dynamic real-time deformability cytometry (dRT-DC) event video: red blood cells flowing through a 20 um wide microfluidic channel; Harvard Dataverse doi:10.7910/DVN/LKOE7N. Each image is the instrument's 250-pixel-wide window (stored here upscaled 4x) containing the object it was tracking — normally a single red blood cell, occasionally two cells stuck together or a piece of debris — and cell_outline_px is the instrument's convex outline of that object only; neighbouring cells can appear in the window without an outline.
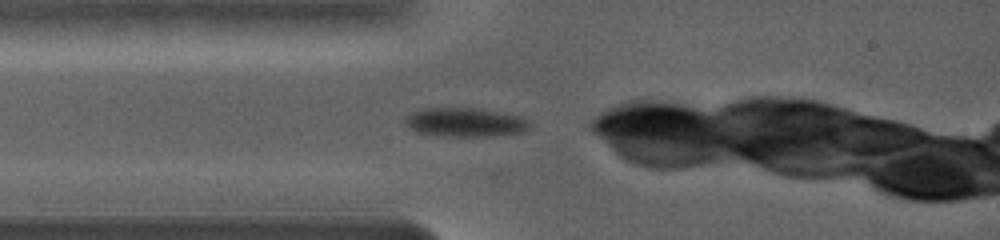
{"species": "common noctule bat (a hibernating species)", "species_latin": "Nyctalus noctula", "temperature_condition": "warm", "stored_images_in_passage": 28, "camera_frame_rate_fps": 5000, "um_per_image_px": 0.085, "animal": {"sex": "female", "body_mass_g": 19.0, "forearm_length_mm": 56.7}, "frame": {"image": 1, "passage_image": 1, "time_ms": 0.0, "image_size_px": [1000, 240], "cell_outline_px": [[532, 128], [528, 132], [504, 136], [436, 136], [416, 132], [404, 120], [408, 116], [424, 108], [476, 108], [520, 116], [528, 120], [532, 124]], "centroid_in_image_um": [39.67, 10.42], "position_along_channel_um": 45.3, "area_um2": 21.21}}
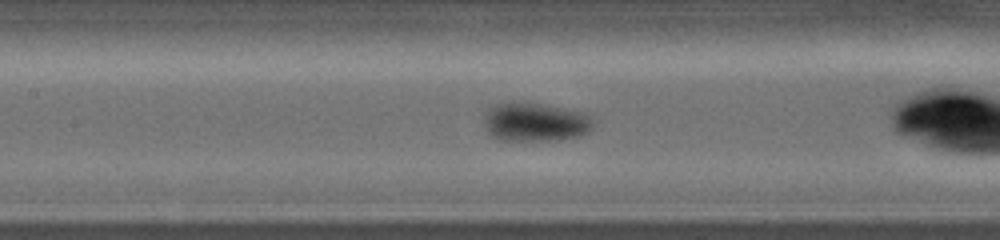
{"frame": {"image": 2, "passage_image": 9, "time_ms": 3.2, "image_size_px": [1000, 240], "cell_outline_px": [[596, 120], [592, 128], [588, 132], [580, 136], [560, 140], [496, 140], [488, 132], [484, 124], [484, 116], [488, 108], [496, 104], [512, 100], [544, 104], [564, 108], [580, 112], [592, 116]], "centroid_in_image_um": [45.49, 10.36], "position_along_channel_um": 161.9, "area_um2": 25.26}}
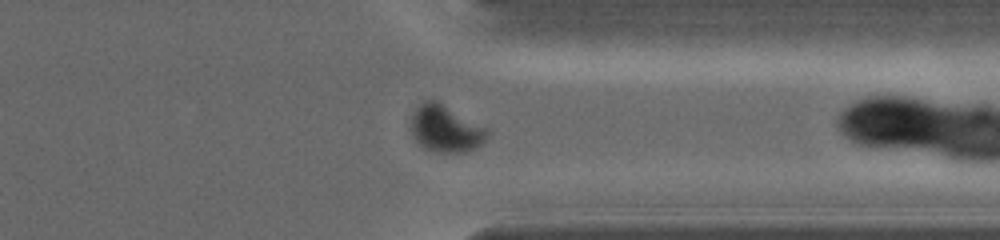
{"frame": {"image": 3, "passage_image": 22, "time_ms": 9.0, "image_size_px": [1000, 240], "cell_outline_px": [[488, 136], [476, 148], [464, 152], [436, 152], [424, 148], [412, 136], [412, 116], [416, 108], [424, 100], [436, 100], [488, 128]], "centroid_in_image_um": [37.88, 10.94], "position_along_channel_um": 373.5, "area_um2": 20.63}}